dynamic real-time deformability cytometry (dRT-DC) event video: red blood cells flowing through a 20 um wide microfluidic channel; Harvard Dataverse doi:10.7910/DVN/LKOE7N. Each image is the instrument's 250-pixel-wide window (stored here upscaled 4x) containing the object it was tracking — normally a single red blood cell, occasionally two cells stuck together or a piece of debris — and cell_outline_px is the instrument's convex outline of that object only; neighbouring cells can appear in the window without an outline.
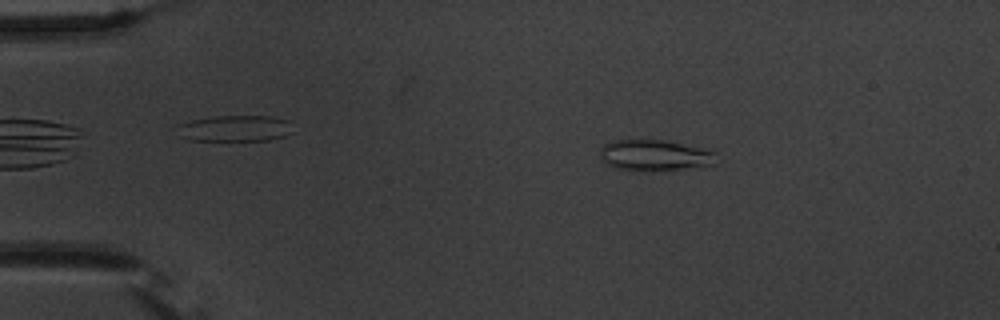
{"species": "common noctule bat (a hibernating species)", "species_latin": "Nyctalus noctula", "temperature_condition": "warm", "stored_images_in_passage": 48, "camera_frame_rate_fps": 3000, "um_per_image_px": 0.085, "animal": {"sex": "male", "body_mass_g": 20.1, "forearm_length_mm": 53.5}, "frame": {"image": 1, "passage_image": 3, "time_ms": 0.667, "image_size_px": [1000, 320], "cell_outline_px": [[716, 152], [712, 164], [652, 172], [648, 172], [616, 168], [604, 164], [600, 160], [600, 148], [604, 144], [612, 140], [664, 140], [700, 148]], "centroid_in_image_um": [55.53, 13.21], "position_along_channel_um": 29.5, "area_um2": 20.92}}
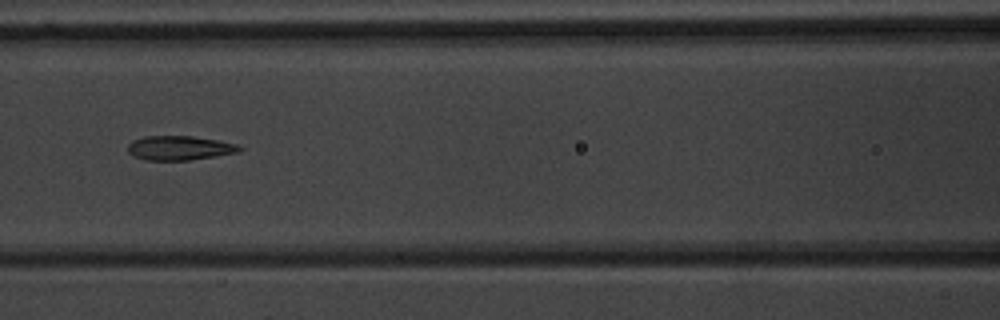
{"frame": {"image": 2, "passage_image": 18, "time_ms": 5.667, "image_size_px": [1000, 320], "cell_outline_px": [[244, 148], [240, 152], [192, 160], [148, 160], [132, 156], [128, 152], [128, 144], [132, 140], [144, 136], [192, 136], [216, 140], [236, 144]], "centroid_in_image_um": [15.25, 12.58], "position_along_channel_um": 151.3, "area_um2": 15.9}}
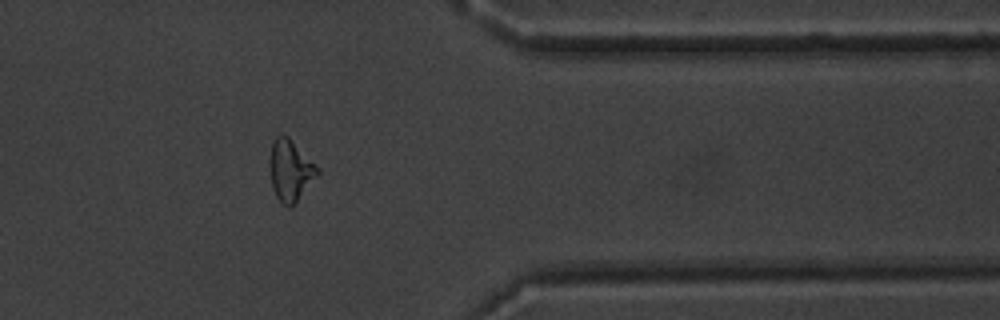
{"frame": {"image": 3, "passage_image": 38, "time_ms": 12.333, "image_size_px": [1000, 320], "cell_outline_px": [[320, 172], [296, 200], [288, 208], [276, 196], [272, 188], [268, 164], [272, 144], [276, 136], [288, 136], [320, 168]], "centroid_in_image_um": [24.66, 14.45], "position_along_channel_um": 386.7, "area_um2": 16.76}, "authors_computed_cell_mechanics": {"area_um2": 16.7042, "velocity_mm_per_s": 3.715, "shape_relaxation_time_tau1_ms": null, "shape_relaxation_time_tau2_ms": 2.8255, "deformation_change_tau1": null, "deformation_change_tau2": 0.1188}}